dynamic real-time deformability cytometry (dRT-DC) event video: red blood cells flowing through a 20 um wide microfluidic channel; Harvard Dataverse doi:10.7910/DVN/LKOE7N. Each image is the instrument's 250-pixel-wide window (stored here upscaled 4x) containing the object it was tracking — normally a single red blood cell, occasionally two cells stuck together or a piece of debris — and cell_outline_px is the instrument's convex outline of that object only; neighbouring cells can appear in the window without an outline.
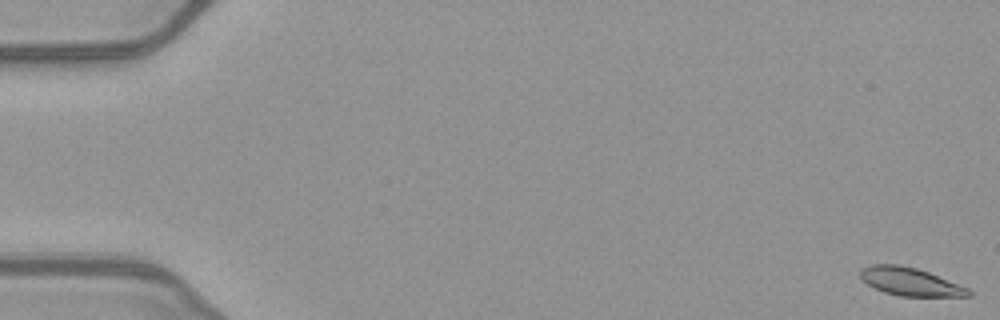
{"species": "common noctule bat (a hibernating species)", "species_latin": "Nyctalus noctula", "temperature_condition": "warm", "stored_images_in_passage": 52, "camera_frame_rate_fps": 3000, "um_per_image_px": 0.085, "animal": {"sex": "female", "body_mass_g": 21.9}, "frame": {"image": 1, "passage_image": 1, "time_ms": 0.0, "image_size_px": [1000, 320], "cell_outline_px": [[972, 296], [900, 296], [884, 292], [860, 280], [860, 268], [872, 264], [900, 264], [916, 268], [928, 272], [968, 288], [972, 292]], "centroid_in_image_um": [77.33, 23.93], "position_along_channel_um": 7.7, "area_um2": 17.63}}
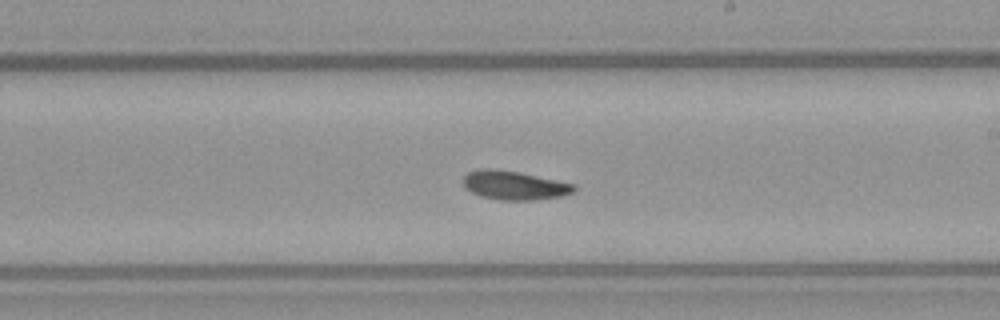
{"frame": {"image": 2, "passage_image": 31, "time_ms": 10.0, "image_size_px": [1000, 320], "cell_outline_px": [[576, 188], [572, 192], [560, 196], [536, 200], [500, 200], [480, 196], [464, 188], [464, 176], [468, 172], [480, 168], [496, 168], [520, 172], [576, 184]], "centroid_in_image_um": [43.7, 15.74], "position_along_channel_um": 245.3, "area_um2": 18.79}}
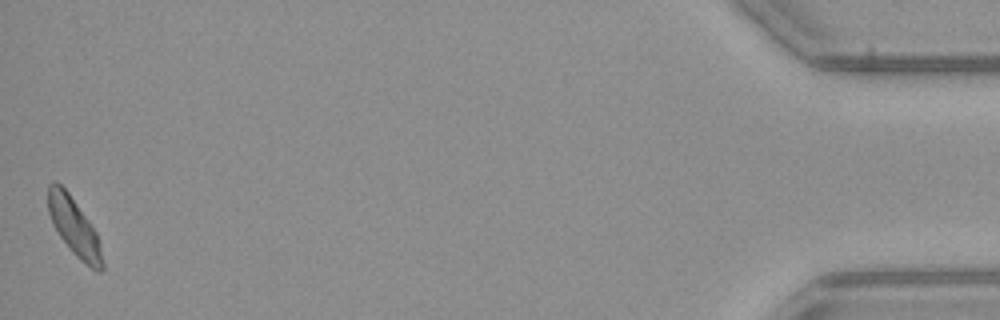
{"frame": {"image": 3, "passage_image": 52, "time_ms": 17.0, "image_size_px": [1000, 320], "cell_outline_px": [[104, 268], [100, 272], [96, 272], [80, 260], [72, 252], [60, 236], [52, 224], [48, 212], [48, 184], [56, 180], [68, 192], [88, 220], [96, 232], [100, 244], [104, 264]], "centroid_in_image_um": [6.31, 19.31], "position_along_channel_um": 428.9, "area_um2": 18.26}, "authors_computed_cell_mechanics": {"area_um2": 18.2937, "velocity_mm_per_s": 4.0005, "shape_relaxation_time_tau1_ms": 3.8936, "shape_relaxation_time_tau2_ms": 4.2109, "deformation_change_tau1": 0.1294, "deformation_change_tau2": 0.0779}}